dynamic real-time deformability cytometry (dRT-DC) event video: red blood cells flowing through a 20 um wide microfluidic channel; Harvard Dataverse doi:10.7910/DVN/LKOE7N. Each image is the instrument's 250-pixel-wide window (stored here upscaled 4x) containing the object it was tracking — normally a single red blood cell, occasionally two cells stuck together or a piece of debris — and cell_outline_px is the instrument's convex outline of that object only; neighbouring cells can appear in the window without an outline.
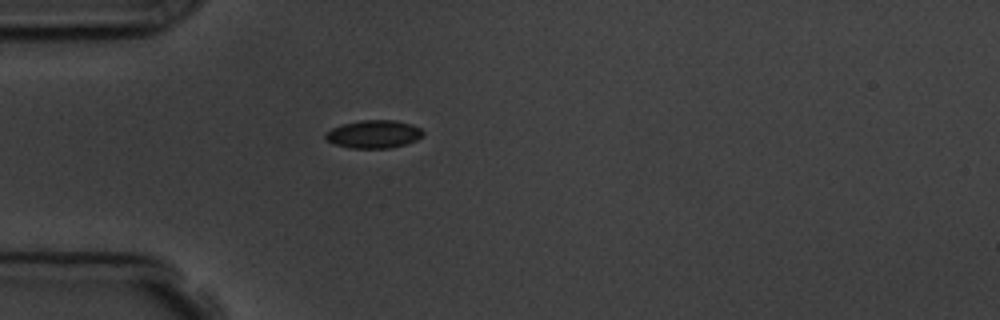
{"species": "common noctule bat (a hibernating species)", "species_latin": "Nyctalus noctula", "temperature_condition": "room temperature", "stored_images_in_passage": 1, "camera_frame_rate_fps": 3000, "um_per_image_px": 0.085, "animal": {"sex": "male", "body_mass_g": 19.5, "forearm_length_mm": 54.6}, "frame": {"image": 1, "passage_image": 1, "time_ms": 0.0, "image_size_px": [1000, 320], "cell_outline_px": [[424, 136], [416, 140], [392, 148], [352, 148], [332, 144], [324, 136], [324, 132], [332, 128], [344, 124], [360, 120], [396, 120], [412, 124], [420, 128], [424, 132]], "centroid_in_image_um": [31.77, 11.4], "position_along_channel_um": 53.2, "area_um2": 16.01}}